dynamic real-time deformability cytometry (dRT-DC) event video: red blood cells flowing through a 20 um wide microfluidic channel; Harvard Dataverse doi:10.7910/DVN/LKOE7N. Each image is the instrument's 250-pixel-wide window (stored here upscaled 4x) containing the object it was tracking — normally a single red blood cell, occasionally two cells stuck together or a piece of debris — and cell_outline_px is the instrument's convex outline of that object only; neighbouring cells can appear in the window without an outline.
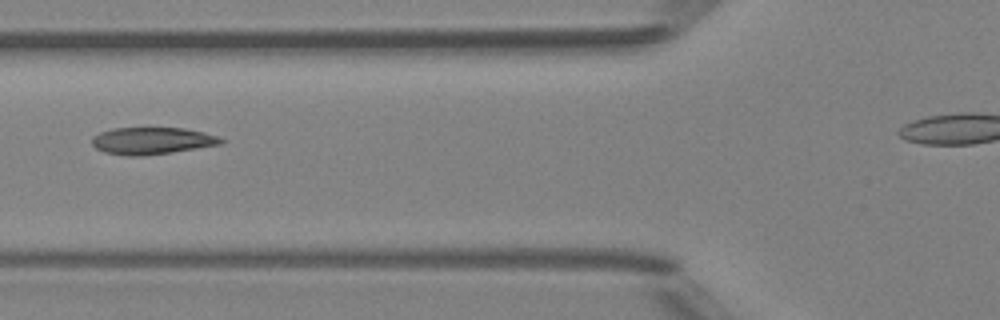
{"species": "Egyptian fruit bat (a non-hibernating species)", "species_latin": "Rousettus aegyptiacus", "temperature_condition": "room temperature", "stored_images_in_passage": 7, "camera_frame_rate_fps": 3000, "um_per_image_px": 0.085, "animal": {"sex": "female"}, "frame": {"image": 1, "passage_image": 6, "time_ms": 6.0, "image_size_px": [1000, 320], "cell_outline_px": [[228, 140], [224, 144], [172, 152], [140, 156], [128, 156], [104, 152], [96, 148], [92, 144], [92, 136], [100, 132], [112, 128], [184, 128], [204, 132]], "centroid_in_image_um": [12.95, 11.96], "position_along_channel_um": 112.9, "area_um2": 20.46}}
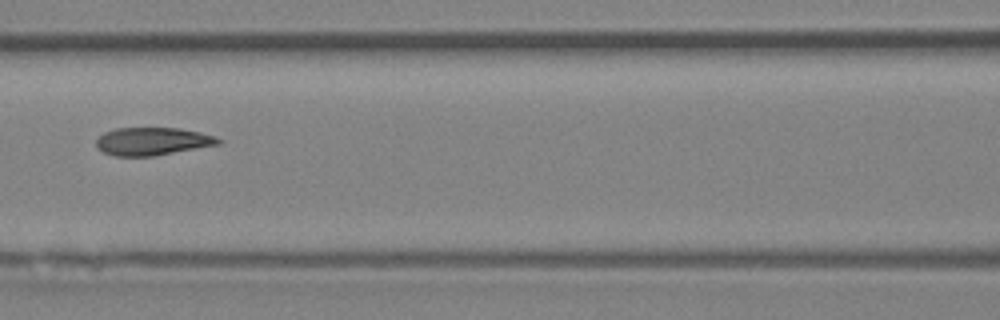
{"frame": {"image": 2, "passage_image": 7, "time_ms": 7.0, "image_size_px": [1000, 320], "cell_outline_px": [[224, 140], [220, 144], [156, 156], [116, 156], [104, 152], [96, 148], [96, 140], [104, 132], [116, 128], [180, 128], [200, 132], [216, 136]], "centroid_in_image_um": [12.99, 12.01], "position_along_channel_um": 153.6, "area_um2": 20.0}}